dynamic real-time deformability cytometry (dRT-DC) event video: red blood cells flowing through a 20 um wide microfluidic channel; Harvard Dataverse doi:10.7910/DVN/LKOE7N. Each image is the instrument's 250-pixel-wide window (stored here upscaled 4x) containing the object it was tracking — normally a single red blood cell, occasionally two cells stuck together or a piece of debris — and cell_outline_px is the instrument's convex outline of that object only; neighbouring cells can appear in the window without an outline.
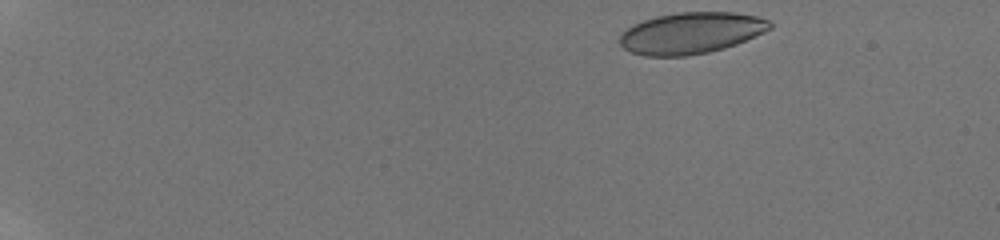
{"species": "human", "species_latin": "Homo sapiens", "temperature_condition": "room temperature", "stored_images_in_passage": 52, "camera_frame_rate_fps": 3000, "um_per_image_px": 0.085, "donor": {"sex": "male"}, "frame": {"image": 1, "passage_image": 1, "time_ms": 0.0, "image_size_px": [1000, 240], "cell_outline_px": [[772, 28], [764, 32], [736, 44], [724, 48], [708, 52], [684, 56], [644, 56], [632, 52], [624, 48], [620, 44], [620, 36], [632, 24], [656, 16], [676, 12], [736, 12], [756, 16], [768, 20], [772, 24]], "centroid_in_image_um": [58.74, 2.8], "position_along_channel_um": 26.3, "area_um2": 36.13}}
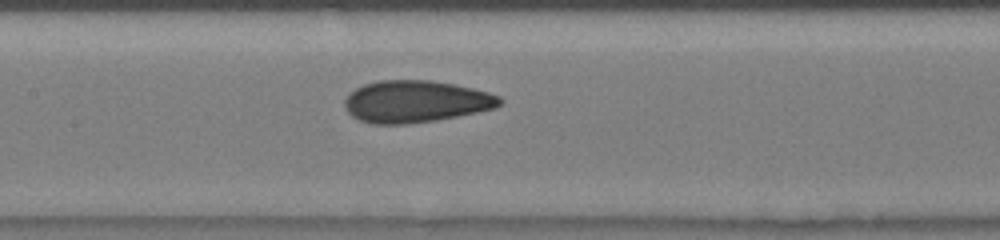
{"frame": {"image": 2, "passage_image": 21, "time_ms": 7.333, "image_size_px": [1000, 240], "cell_outline_px": [[504, 104], [496, 108], [436, 120], [408, 124], [372, 124], [360, 120], [352, 116], [344, 108], [344, 100], [348, 92], [364, 84], [380, 80], [432, 80], [472, 88], [488, 92], [500, 96], [504, 100]], "centroid_in_image_um": [35.33, 8.63], "position_along_channel_um": 172.1, "area_um2": 38.21}}
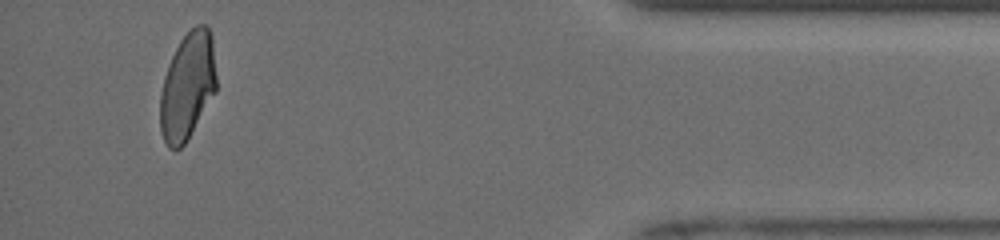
{"frame": {"image": 3, "passage_image": 48, "time_ms": 14.667, "image_size_px": [1000, 240], "cell_outline_px": [[216, 92], [184, 144], [180, 148], [168, 148], [160, 132], [160, 92], [164, 76], [168, 64], [180, 40], [196, 24], [204, 24], [208, 28], [212, 36], [216, 76]], "centroid_in_image_um": [15.93, 7.31], "position_along_channel_um": 419.3, "area_um2": 35.08}, "authors_computed_cell_mechanics": {"area_um2": 37.281, "velocity_mm_per_s": 3.9526, "shape_relaxation_time_tau1_ms": null, "shape_relaxation_time_tau2_ms": 1.0082, "deformation_change_tau1": null, "deformation_change_tau2": 0.0696}}